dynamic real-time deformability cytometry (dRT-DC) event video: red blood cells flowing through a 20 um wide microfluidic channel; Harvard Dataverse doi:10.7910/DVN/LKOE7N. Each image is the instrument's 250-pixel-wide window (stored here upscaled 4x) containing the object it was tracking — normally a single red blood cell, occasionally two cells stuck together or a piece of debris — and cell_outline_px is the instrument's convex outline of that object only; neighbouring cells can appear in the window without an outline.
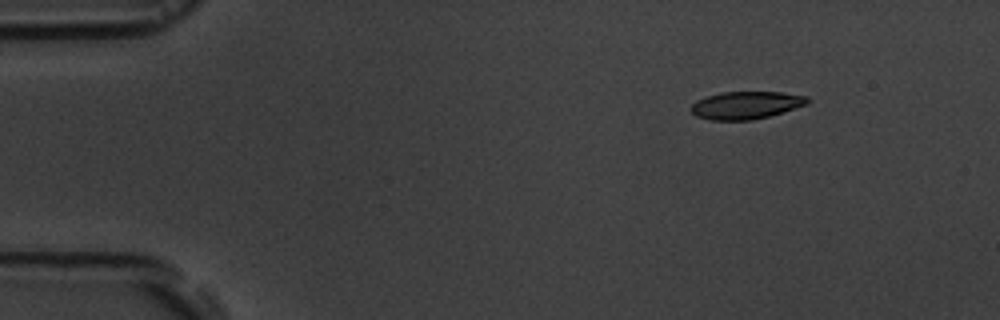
{"species": "common noctule bat (a hibernating species)", "species_latin": "Nyctalus noctula", "temperature_condition": "room temperature", "stored_images_in_passage": 3, "camera_frame_rate_fps": 3000, "um_per_image_px": 0.085, "animal": {"sex": "male", "body_mass_g": 19.5, "forearm_length_mm": 54.6}, "frame": {"image": 1, "passage_image": 1, "time_ms": 0.0, "image_size_px": [1000, 320], "cell_outline_px": [[808, 104], [768, 116], [752, 120], [708, 120], [696, 116], [692, 112], [692, 104], [696, 100], [720, 92], [784, 92], [808, 96]], "centroid_in_image_um": [63.41, 8.94], "position_along_channel_um": 21.6, "area_um2": 18.67}}